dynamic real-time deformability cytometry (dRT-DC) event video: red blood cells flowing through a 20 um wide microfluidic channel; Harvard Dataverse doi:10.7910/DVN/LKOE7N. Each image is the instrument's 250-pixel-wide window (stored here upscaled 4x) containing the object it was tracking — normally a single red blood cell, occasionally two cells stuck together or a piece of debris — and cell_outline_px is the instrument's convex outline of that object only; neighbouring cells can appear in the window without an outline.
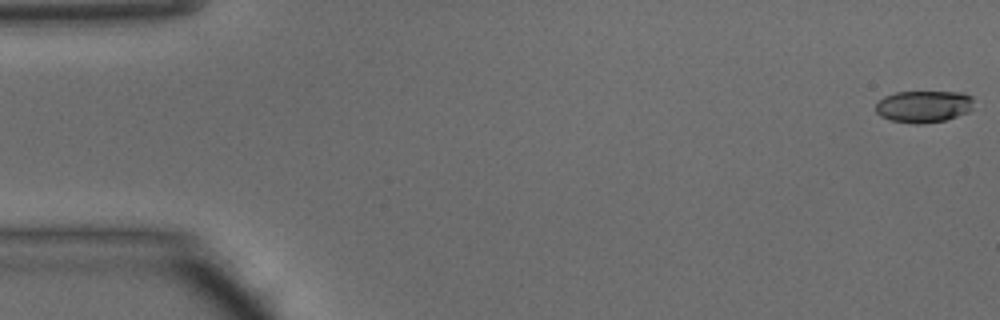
{"species": "common noctule bat (a hibernating species)", "species_latin": "Nyctalus noctula", "temperature_condition": "warm", "stored_images_in_passage": 47, "camera_frame_rate_fps": 3000, "um_per_image_px": 0.085, "animal": {"sex": "male", "body_mass_g": 15.6}, "frame": {"image": 1, "passage_image": 1, "time_ms": 0.0, "image_size_px": [1000, 320], "cell_outline_px": [[972, 108], [968, 112], [944, 120], [920, 124], [916, 124], [888, 120], [880, 116], [876, 112], [876, 104], [884, 96], [896, 92], [964, 92], [972, 96]], "centroid_in_image_um": [78.49, 9.05], "position_along_channel_um": 6.5, "area_um2": 18.26}}
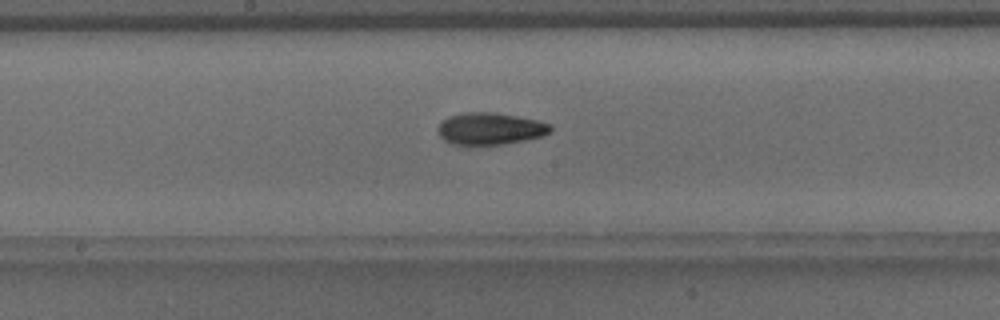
{"frame": {"image": 2, "passage_image": 25, "time_ms": 8.0, "image_size_px": [1000, 320], "cell_outline_px": [[552, 128], [544, 136], [504, 144], [452, 144], [444, 140], [440, 136], [436, 128], [448, 116], [464, 112], [492, 112], [516, 116], [536, 120], [552, 124]], "centroid_in_image_um": [41.65, 10.93], "position_along_channel_um": 206.5, "area_um2": 20.87}}
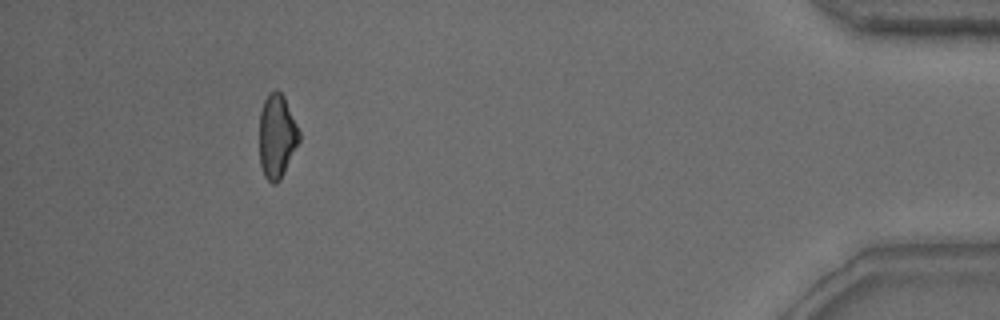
{"frame": {"image": 3, "passage_image": 44, "time_ms": 14.333, "image_size_px": [1000, 320], "cell_outline_px": [[300, 140], [280, 180], [276, 184], [272, 184], [264, 176], [260, 164], [260, 112], [264, 100], [268, 92], [276, 88], [284, 96], [300, 132]], "centroid_in_image_um": [23.53, 11.56], "position_along_channel_um": 411.7, "area_um2": 19.48}, "authors_computed_cell_mechanics": {"area_um2": 19.9988, "velocity_mm_per_s": 4.2303, "shape_relaxation_time_tau1_ms": 4.0738, "shape_relaxation_time_tau2_ms": 4.3098, "deformation_change_tau1": 0.1639, "deformation_change_tau2": 0.1229}}